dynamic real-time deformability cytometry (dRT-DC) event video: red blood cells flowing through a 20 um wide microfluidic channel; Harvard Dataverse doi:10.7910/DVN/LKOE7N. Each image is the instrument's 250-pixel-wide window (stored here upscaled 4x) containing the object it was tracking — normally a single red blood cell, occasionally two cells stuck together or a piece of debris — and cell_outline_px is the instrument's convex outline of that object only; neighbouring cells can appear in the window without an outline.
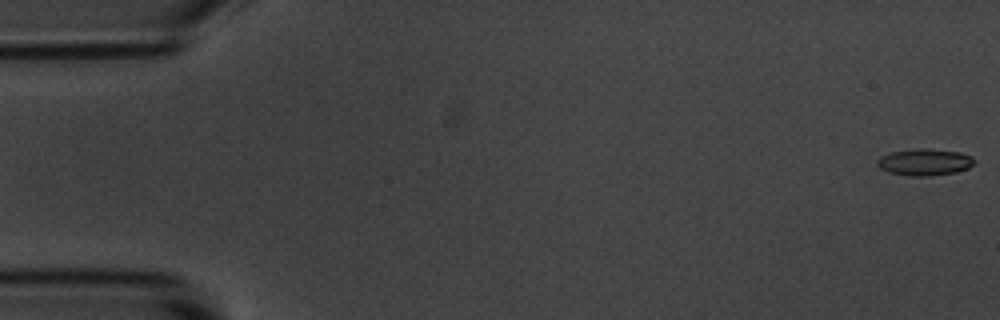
{"species": "common noctule bat (a hibernating species)", "species_latin": "Nyctalus noctula", "temperature_condition": "room temperature", "stored_images_in_passage": 7, "camera_frame_rate_fps": 3000, "um_per_image_px": 0.085, "animal": {"sex": "male", "body_mass_g": 20.1, "forearm_length_mm": 53.5}, "frame": {"image": 1, "passage_image": 1, "time_ms": 0.0, "image_size_px": [1000, 320], "cell_outline_px": [[976, 160], [968, 168], [956, 172], [928, 176], [912, 176], [888, 172], [880, 168], [876, 164], [876, 160], [880, 156], [892, 152], [916, 148], [928, 148], [960, 152], [972, 156]], "centroid_in_image_um": [78.58, 13.77], "position_along_channel_um": 6.4, "area_um2": 15.2}}